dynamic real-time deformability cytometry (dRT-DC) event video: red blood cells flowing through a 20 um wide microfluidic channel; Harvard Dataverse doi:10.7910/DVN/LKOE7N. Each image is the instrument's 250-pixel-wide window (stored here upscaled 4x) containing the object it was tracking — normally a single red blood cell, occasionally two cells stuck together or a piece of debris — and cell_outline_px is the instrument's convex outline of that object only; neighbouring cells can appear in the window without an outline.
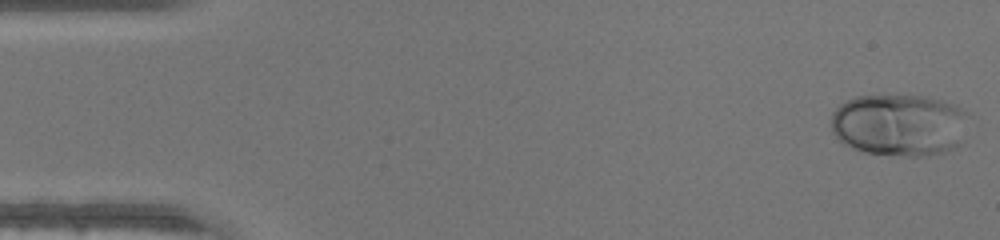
{"species": "human", "species_latin": "Homo sapiens", "temperature_condition": "warm", "stored_images_in_passage": 46, "camera_frame_rate_fps": 3000, "um_per_image_px": 0.085, "donor": {"sex": "male"}, "frame": {"image": 1, "passage_image": 1, "time_ms": 0.0, "image_size_px": [1000, 240], "cell_outline_px": [[972, 116], [956, 148], [944, 152], [928, 156], [908, 156], [864, 152], [852, 148], [844, 144], [832, 132], [832, 112], [840, 104], [856, 96], [924, 96], [944, 100], [956, 104], [972, 112]], "centroid_in_image_um": [76.52, 10.61], "position_along_channel_um": 8.5, "area_um2": 50.52}}
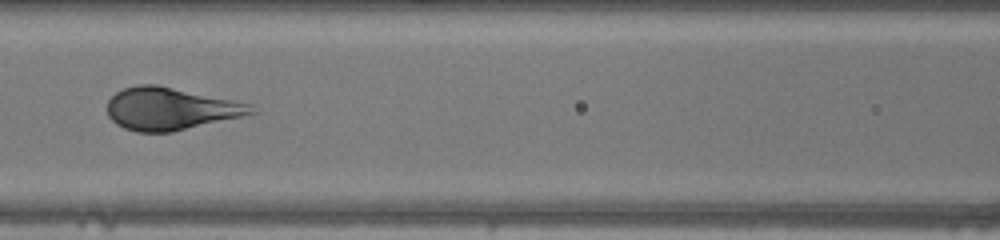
{"frame": {"image": 2, "passage_image": 20, "time_ms": 6.333, "image_size_px": [1000, 240], "cell_outline_px": [[256, 112], [240, 116], [172, 132], [136, 132], [124, 128], [116, 124], [108, 116], [108, 100], [116, 92], [124, 88], [140, 84], [156, 84], [252, 104]], "centroid_in_image_um": [14.44, 9.24], "position_along_channel_um": 152.2, "area_um2": 35.2}}
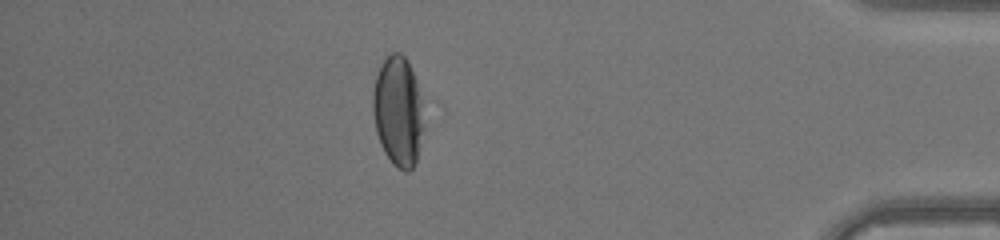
{"frame": {"image": 3, "passage_image": 40, "time_ms": 13.0, "image_size_px": [1000, 240], "cell_outline_px": [[420, 132], [416, 160], [412, 168], [408, 172], [404, 172], [392, 164], [384, 152], [380, 144], [376, 132], [372, 112], [372, 92], [376, 76], [380, 64], [384, 56], [392, 52], [400, 52], [408, 60], [416, 80], [420, 100]], "centroid_in_image_um": [33.75, 9.41], "position_along_channel_um": 401.4, "area_um2": 32.14}}